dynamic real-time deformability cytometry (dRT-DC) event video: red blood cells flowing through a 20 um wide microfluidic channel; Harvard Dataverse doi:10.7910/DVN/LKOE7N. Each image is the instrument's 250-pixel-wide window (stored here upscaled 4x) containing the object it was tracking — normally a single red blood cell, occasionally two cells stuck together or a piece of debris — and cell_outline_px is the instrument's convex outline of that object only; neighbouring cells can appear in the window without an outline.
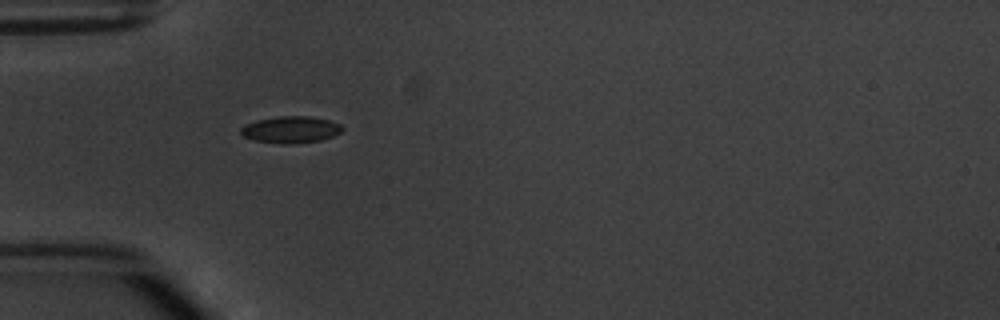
{"species": "common noctule bat (a hibernating species)", "species_latin": "Nyctalus noctula", "temperature_condition": "warm", "stored_images_in_passage": 2, "camera_frame_rate_fps": 3000, "um_per_image_px": 0.085, "animal": {"sex": "male", "body_mass_g": 20.1, "forearm_length_mm": 53.5}, "frame": {"image": 1, "passage_image": 1, "time_ms": 0.0, "image_size_px": [1000, 320], "cell_outline_px": [[344, 128], [340, 132], [332, 136], [320, 140], [292, 144], [284, 144], [256, 140], [244, 136], [240, 132], [240, 128], [244, 124], [256, 120], [276, 116], [308, 116], [328, 120], [340, 124]], "centroid_in_image_um": [24.69, 11.01], "position_along_channel_um": 60.3, "area_um2": 15.72}}